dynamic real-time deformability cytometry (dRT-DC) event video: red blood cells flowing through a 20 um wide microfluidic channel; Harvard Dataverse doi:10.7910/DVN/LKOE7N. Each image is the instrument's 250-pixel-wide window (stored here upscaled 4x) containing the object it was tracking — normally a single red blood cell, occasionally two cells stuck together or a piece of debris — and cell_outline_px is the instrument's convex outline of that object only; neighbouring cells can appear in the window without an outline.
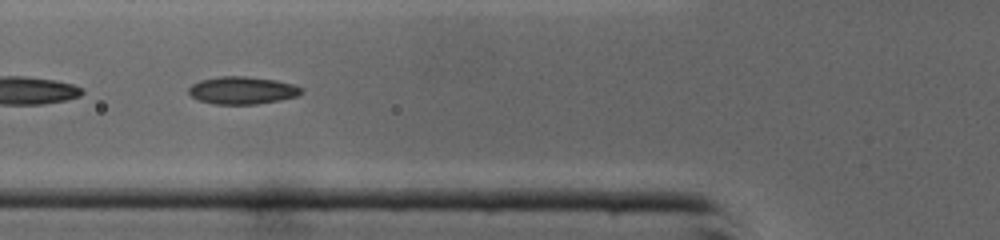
{"species": "common noctule bat (a hibernating species)", "species_latin": "Nyctalus noctula", "temperature_condition": "cold", "stored_images_in_passage": 45, "segment_of_instrument_passage": [2, 2], "camera_frame_rate_fps": 3000, "um_per_image_px": 0.085, "animal": {"sex": "male", "body_mass_g": 19.0, "forearm_length_mm": 50.8}, "frame": {"image": 1, "passage_image": 16, "time_ms": 5.0, "image_size_px": [1000, 240], "cell_outline_px": [[304, 92], [296, 96], [280, 100], [256, 104], [216, 104], [200, 100], [192, 96], [188, 92], [188, 88], [192, 84], [200, 80], [220, 76], [244, 76], [276, 80], [292, 84], [300, 88]], "centroid_in_image_um": [20.58, 7.67], "position_along_channel_um": 105.2, "area_um2": 17.92}}
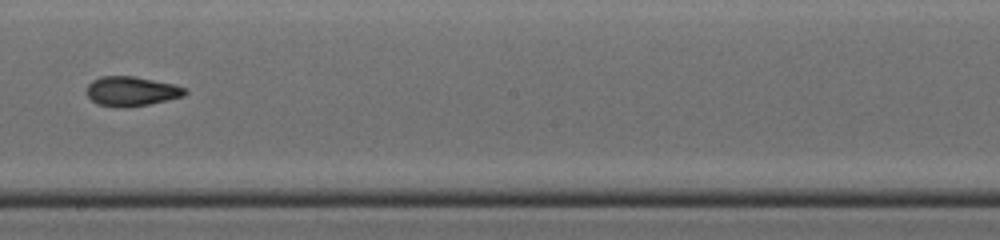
{"frame": {"image": 2, "passage_image": 25, "time_ms": 8.0, "image_size_px": [1000, 240], "cell_outline_px": [[188, 92], [184, 96], [148, 104], [128, 108], [120, 108], [96, 104], [84, 92], [88, 84], [92, 80], [100, 76], [132, 76], [172, 84], [184, 88]], "centroid_in_image_um": [11.1, 7.77], "position_along_channel_um": 237.1, "area_um2": 16.99}}
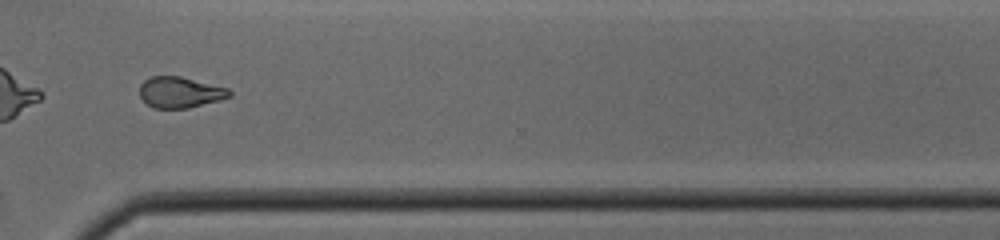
{"frame": {"image": 3, "passage_image": 33, "time_ms": 10.667, "image_size_px": [1000, 240], "cell_outline_px": [[232, 96], [220, 100], [188, 108], [152, 108], [140, 96], [140, 84], [144, 80], [152, 76], [180, 76], [228, 88], [232, 92]], "centroid_in_image_um": [15.31, 7.84], "position_along_channel_um": 355.3, "area_um2": 16.18}}